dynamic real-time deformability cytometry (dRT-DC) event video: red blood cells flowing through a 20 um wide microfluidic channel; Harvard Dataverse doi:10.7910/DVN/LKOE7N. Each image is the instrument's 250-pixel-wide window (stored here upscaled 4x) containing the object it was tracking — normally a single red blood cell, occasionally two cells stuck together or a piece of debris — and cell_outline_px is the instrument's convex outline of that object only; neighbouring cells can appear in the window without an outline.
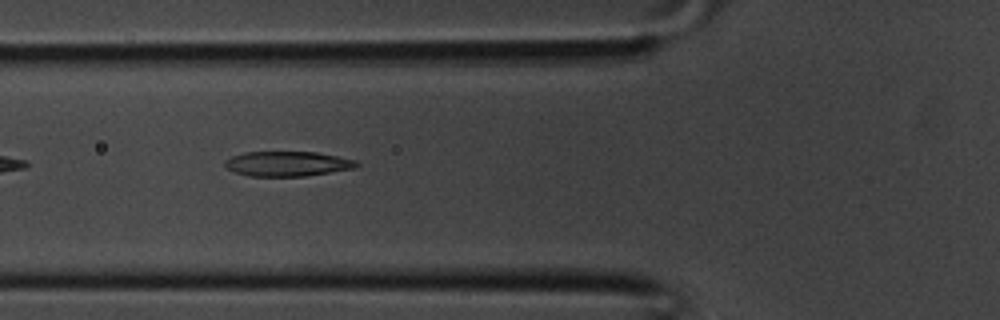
{"species": "common noctule bat (a hibernating species)", "species_latin": "Nyctalus noctula", "temperature_condition": "room temperature", "stored_images_in_passage": 26, "camera_frame_rate_fps": 3000, "um_per_image_px": 0.085, "animal": {"sex": "male", "body_mass_g": 20.1, "forearm_length_mm": 53.5}, "frame": {"image": 1, "passage_image": 3, "time_ms": 0.667, "image_size_px": [1000, 320], "cell_outline_px": [[360, 164], [356, 168], [304, 176], [248, 176], [232, 172], [224, 164], [224, 160], [232, 156], [244, 152], [316, 152], [356, 160]], "centroid_in_image_um": [24.41, 13.92], "position_along_channel_um": 101.4, "area_um2": 19.13}}
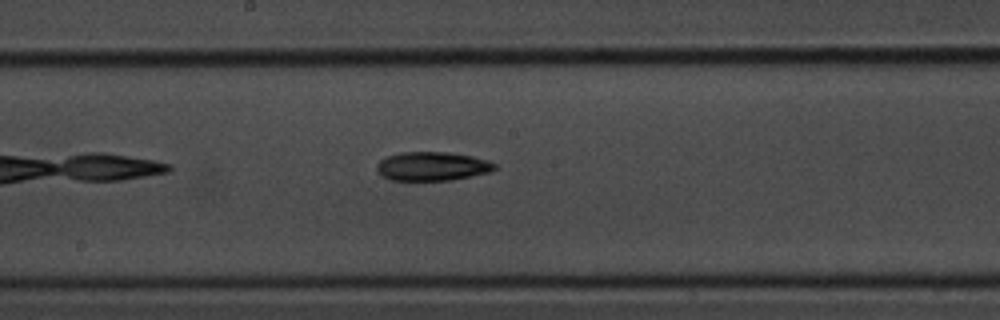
{"frame": {"image": 2, "passage_image": 9, "time_ms": 2.667, "image_size_px": [1000, 320], "cell_outline_px": [[496, 168], [492, 172], [452, 180], [392, 180], [380, 176], [376, 172], [376, 164], [384, 156], [400, 152], [452, 152], [472, 156], [488, 160], [496, 164]], "centroid_in_image_um": [36.71, 14.13], "position_along_channel_um": 211.5, "area_um2": 20.23}}
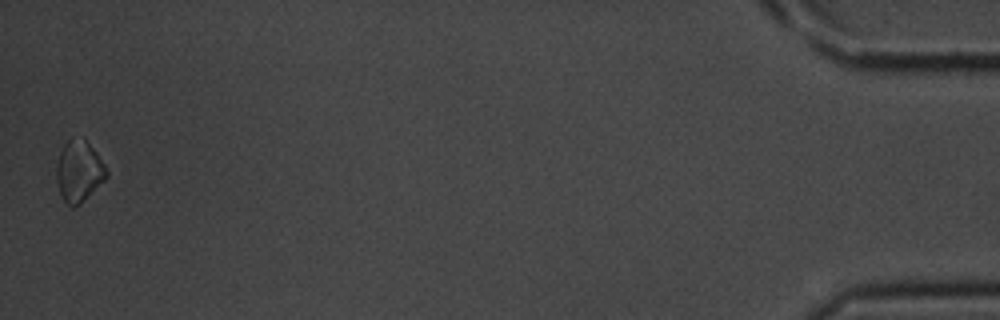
{"frame": {"image": 3, "passage_image": 26, "time_ms": 8.333, "image_size_px": [1000, 320], "cell_outline_px": [[108, 176], [80, 204], [72, 208], [60, 196], [56, 180], [56, 168], [60, 152], [64, 144], [68, 140], [84, 136], [96, 152], [104, 164], [108, 172]], "centroid_in_image_um": [6.7, 14.55], "position_along_channel_um": 428.5, "area_um2": 17.86}}